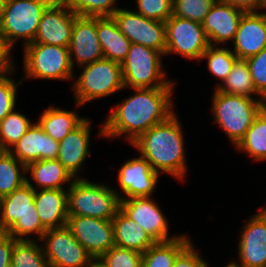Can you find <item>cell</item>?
Returning a JSON list of instances; mask_svg holds the SVG:
<instances>
[{
    "label": "cell",
    "instance_id": "cell-1",
    "mask_svg": "<svg viewBox=\"0 0 266 267\" xmlns=\"http://www.w3.org/2000/svg\"><path fill=\"white\" fill-rule=\"evenodd\" d=\"M118 105H114L106 121L100 127L98 137L118 138L125 135L132 144L154 125L166 121L175 113L172 94L174 88H135Z\"/></svg>",
    "mask_w": 266,
    "mask_h": 267
},
{
    "label": "cell",
    "instance_id": "cell-2",
    "mask_svg": "<svg viewBox=\"0 0 266 267\" xmlns=\"http://www.w3.org/2000/svg\"><path fill=\"white\" fill-rule=\"evenodd\" d=\"M179 120L174 113L166 121L151 127L131 145L149 162L154 171L184 181L187 176V159L184 131Z\"/></svg>",
    "mask_w": 266,
    "mask_h": 267
},
{
    "label": "cell",
    "instance_id": "cell-3",
    "mask_svg": "<svg viewBox=\"0 0 266 267\" xmlns=\"http://www.w3.org/2000/svg\"><path fill=\"white\" fill-rule=\"evenodd\" d=\"M34 196L35 190L25 183L0 199V232L17 241H40L46 229L39 220Z\"/></svg>",
    "mask_w": 266,
    "mask_h": 267
},
{
    "label": "cell",
    "instance_id": "cell-4",
    "mask_svg": "<svg viewBox=\"0 0 266 267\" xmlns=\"http://www.w3.org/2000/svg\"><path fill=\"white\" fill-rule=\"evenodd\" d=\"M264 107V99L222 93L215 89L211 111L214 123L223 130L235 148Z\"/></svg>",
    "mask_w": 266,
    "mask_h": 267
},
{
    "label": "cell",
    "instance_id": "cell-5",
    "mask_svg": "<svg viewBox=\"0 0 266 267\" xmlns=\"http://www.w3.org/2000/svg\"><path fill=\"white\" fill-rule=\"evenodd\" d=\"M68 215L112 220L120 210L116 189L85 178L75 179L67 189Z\"/></svg>",
    "mask_w": 266,
    "mask_h": 267
},
{
    "label": "cell",
    "instance_id": "cell-6",
    "mask_svg": "<svg viewBox=\"0 0 266 267\" xmlns=\"http://www.w3.org/2000/svg\"><path fill=\"white\" fill-rule=\"evenodd\" d=\"M164 55L141 44L131 43L121 63L124 89L174 88L175 81L168 79L162 67Z\"/></svg>",
    "mask_w": 266,
    "mask_h": 267
},
{
    "label": "cell",
    "instance_id": "cell-7",
    "mask_svg": "<svg viewBox=\"0 0 266 267\" xmlns=\"http://www.w3.org/2000/svg\"><path fill=\"white\" fill-rule=\"evenodd\" d=\"M72 90L76 107L124 89L121 64L106 58L82 66Z\"/></svg>",
    "mask_w": 266,
    "mask_h": 267
},
{
    "label": "cell",
    "instance_id": "cell-8",
    "mask_svg": "<svg viewBox=\"0 0 266 267\" xmlns=\"http://www.w3.org/2000/svg\"><path fill=\"white\" fill-rule=\"evenodd\" d=\"M53 1L6 0L0 18V35L12 49L21 38L23 46L34 41L42 15Z\"/></svg>",
    "mask_w": 266,
    "mask_h": 267
},
{
    "label": "cell",
    "instance_id": "cell-9",
    "mask_svg": "<svg viewBox=\"0 0 266 267\" xmlns=\"http://www.w3.org/2000/svg\"><path fill=\"white\" fill-rule=\"evenodd\" d=\"M24 77L45 80H73L68 47L44 43H29L23 46Z\"/></svg>",
    "mask_w": 266,
    "mask_h": 267
},
{
    "label": "cell",
    "instance_id": "cell-10",
    "mask_svg": "<svg viewBox=\"0 0 266 267\" xmlns=\"http://www.w3.org/2000/svg\"><path fill=\"white\" fill-rule=\"evenodd\" d=\"M165 56L172 53L200 61L210 46L202 23L172 15L166 22Z\"/></svg>",
    "mask_w": 266,
    "mask_h": 267
},
{
    "label": "cell",
    "instance_id": "cell-11",
    "mask_svg": "<svg viewBox=\"0 0 266 267\" xmlns=\"http://www.w3.org/2000/svg\"><path fill=\"white\" fill-rule=\"evenodd\" d=\"M40 241L50 267H86L92 258L67 226L47 229Z\"/></svg>",
    "mask_w": 266,
    "mask_h": 267
},
{
    "label": "cell",
    "instance_id": "cell-12",
    "mask_svg": "<svg viewBox=\"0 0 266 267\" xmlns=\"http://www.w3.org/2000/svg\"><path fill=\"white\" fill-rule=\"evenodd\" d=\"M120 31L132 42L161 52L166 51V24L148 19L135 10L120 8L113 14Z\"/></svg>",
    "mask_w": 266,
    "mask_h": 267
},
{
    "label": "cell",
    "instance_id": "cell-13",
    "mask_svg": "<svg viewBox=\"0 0 266 267\" xmlns=\"http://www.w3.org/2000/svg\"><path fill=\"white\" fill-rule=\"evenodd\" d=\"M249 218L239 237V261H230L227 267L266 266V207H261Z\"/></svg>",
    "mask_w": 266,
    "mask_h": 267
},
{
    "label": "cell",
    "instance_id": "cell-14",
    "mask_svg": "<svg viewBox=\"0 0 266 267\" xmlns=\"http://www.w3.org/2000/svg\"><path fill=\"white\" fill-rule=\"evenodd\" d=\"M66 226L92 258L101 257L115 245L111 220L68 215Z\"/></svg>",
    "mask_w": 266,
    "mask_h": 267
},
{
    "label": "cell",
    "instance_id": "cell-15",
    "mask_svg": "<svg viewBox=\"0 0 266 267\" xmlns=\"http://www.w3.org/2000/svg\"><path fill=\"white\" fill-rule=\"evenodd\" d=\"M152 196L132 197L120 200V210L137 222L155 242L172 241L181 235L169 236L167 217Z\"/></svg>",
    "mask_w": 266,
    "mask_h": 267
},
{
    "label": "cell",
    "instance_id": "cell-16",
    "mask_svg": "<svg viewBox=\"0 0 266 267\" xmlns=\"http://www.w3.org/2000/svg\"><path fill=\"white\" fill-rule=\"evenodd\" d=\"M77 16L63 0H54L44 11L31 43L68 47Z\"/></svg>",
    "mask_w": 266,
    "mask_h": 267
},
{
    "label": "cell",
    "instance_id": "cell-17",
    "mask_svg": "<svg viewBox=\"0 0 266 267\" xmlns=\"http://www.w3.org/2000/svg\"><path fill=\"white\" fill-rule=\"evenodd\" d=\"M159 175L141 155L126 161L118 174L120 200L153 195Z\"/></svg>",
    "mask_w": 266,
    "mask_h": 267
},
{
    "label": "cell",
    "instance_id": "cell-18",
    "mask_svg": "<svg viewBox=\"0 0 266 267\" xmlns=\"http://www.w3.org/2000/svg\"><path fill=\"white\" fill-rule=\"evenodd\" d=\"M68 50L74 69L75 61L80 68L104 58L97 36V17L75 18Z\"/></svg>",
    "mask_w": 266,
    "mask_h": 267
},
{
    "label": "cell",
    "instance_id": "cell-19",
    "mask_svg": "<svg viewBox=\"0 0 266 267\" xmlns=\"http://www.w3.org/2000/svg\"><path fill=\"white\" fill-rule=\"evenodd\" d=\"M245 11L224 0H217L202 22L210 45H222L234 39Z\"/></svg>",
    "mask_w": 266,
    "mask_h": 267
},
{
    "label": "cell",
    "instance_id": "cell-20",
    "mask_svg": "<svg viewBox=\"0 0 266 267\" xmlns=\"http://www.w3.org/2000/svg\"><path fill=\"white\" fill-rule=\"evenodd\" d=\"M232 42L238 59L260 53L266 47V12H245Z\"/></svg>",
    "mask_w": 266,
    "mask_h": 267
},
{
    "label": "cell",
    "instance_id": "cell-21",
    "mask_svg": "<svg viewBox=\"0 0 266 267\" xmlns=\"http://www.w3.org/2000/svg\"><path fill=\"white\" fill-rule=\"evenodd\" d=\"M88 118H85L76 128L59 141L57 160L77 178L81 168L90 155L91 125ZM78 175V176H77Z\"/></svg>",
    "mask_w": 266,
    "mask_h": 267
},
{
    "label": "cell",
    "instance_id": "cell-22",
    "mask_svg": "<svg viewBox=\"0 0 266 267\" xmlns=\"http://www.w3.org/2000/svg\"><path fill=\"white\" fill-rule=\"evenodd\" d=\"M59 141L44 132L38 122H33L9 152L26 166L38 160L57 159Z\"/></svg>",
    "mask_w": 266,
    "mask_h": 267
},
{
    "label": "cell",
    "instance_id": "cell-23",
    "mask_svg": "<svg viewBox=\"0 0 266 267\" xmlns=\"http://www.w3.org/2000/svg\"><path fill=\"white\" fill-rule=\"evenodd\" d=\"M67 189H40L34 202L42 226L54 229L66 226L68 219Z\"/></svg>",
    "mask_w": 266,
    "mask_h": 267
},
{
    "label": "cell",
    "instance_id": "cell-24",
    "mask_svg": "<svg viewBox=\"0 0 266 267\" xmlns=\"http://www.w3.org/2000/svg\"><path fill=\"white\" fill-rule=\"evenodd\" d=\"M26 172L30 173V180L27 177V183L36 191L37 189H65V184L70 186L75 178L72 174L57 160H38L29 163L26 166ZM31 180L35 182L33 186Z\"/></svg>",
    "mask_w": 266,
    "mask_h": 267
},
{
    "label": "cell",
    "instance_id": "cell-25",
    "mask_svg": "<svg viewBox=\"0 0 266 267\" xmlns=\"http://www.w3.org/2000/svg\"><path fill=\"white\" fill-rule=\"evenodd\" d=\"M97 36L104 58L121 64L132 42L120 31L113 17H97Z\"/></svg>",
    "mask_w": 266,
    "mask_h": 267
},
{
    "label": "cell",
    "instance_id": "cell-26",
    "mask_svg": "<svg viewBox=\"0 0 266 267\" xmlns=\"http://www.w3.org/2000/svg\"><path fill=\"white\" fill-rule=\"evenodd\" d=\"M111 222L116 246L143 254L150 246L156 243L137 222L131 220L121 210L117 212Z\"/></svg>",
    "mask_w": 266,
    "mask_h": 267
},
{
    "label": "cell",
    "instance_id": "cell-27",
    "mask_svg": "<svg viewBox=\"0 0 266 267\" xmlns=\"http://www.w3.org/2000/svg\"><path fill=\"white\" fill-rule=\"evenodd\" d=\"M86 117L79 113L61 109L59 106H49L37 120L44 132L56 141H61L76 128Z\"/></svg>",
    "mask_w": 266,
    "mask_h": 267
},
{
    "label": "cell",
    "instance_id": "cell-28",
    "mask_svg": "<svg viewBox=\"0 0 266 267\" xmlns=\"http://www.w3.org/2000/svg\"><path fill=\"white\" fill-rule=\"evenodd\" d=\"M187 234L165 242H156L142 254V267H173L177 256L192 242Z\"/></svg>",
    "mask_w": 266,
    "mask_h": 267
},
{
    "label": "cell",
    "instance_id": "cell-29",
    "mask_svg": "<svg viewBox=\"0 0 266 267\" xmlns=\"http://www.w3.org/2000/svg\"><path fill=\"white\" fill-rule=\"evenodd\" d=\"M255 161H266V108L264 107L255 118L243 139L235 147Z\"/></svg>",
    "mask_w": 266,
    "mask_h": 267
},
{
    "label": "cell",
    "instance_id": "cell-30",
    "mask_svg": "<svg viewBox=\"0 0 266 267\" xmlns=\"http://www.w3.org/2000/svg\"><path fill=\"white\" fill-rule=\"evenodd\" d=\"M215 89L222 93L235 94L251 98L257 95V98L263 99L254 88L249 67L244 59H237L235 61L229 75L222 84H216Z\"/></svg>",
    "mask_w": 266,
    "mask_h": 267
},
{
    "label": "cell",
    "instance_id": "cell-31",
    "mask_svg": "<svg viewBox=\"0 0 266 267\" xmlns=\"http://www.w3.org/2000/svg\"><path fill=\"white\" fill-rule=\"evenodd\" d=\"M26 165L9 151H0V199L27 183Z\"/></svg>",
    "mask_w": 266,
    "mask_h": 267
},
{
    "label": "cell",
    "instance_id": "cell-32",
    "mask_svg": "<svg viewBox=\"0 0 266 267\" xmlns=\"http://www.w3.org/2000/svg\"><path fill=\"white\" fill-rule=\"evenodd\" d=\"M33 124L14 109L0 121V151H9Z\"/></svg>",
    "mask_w": 266,
    "mask_h": 267
},
{
    "label": "cell",
    "instance_id": "cell-33",
    "mask_svg": "<svg viewBox=\"0 0 266 267\" xmlns=\"http://www.w3.org/2000/svg\"><path fill=\"white\" fill-rule=\"evenodd\" d=\"M10 267H50L42 246L36 241H16Z\"/></svg>",
    "mask_w": 266,
    "mask_h": 267
},
{
    "label": "cell",
    "instance_id": "cell-34",
    "mask_svg": "<svg viewBox=\"0 0 266 267\" xmlns=\"http://www.w3.org/2000/svg\"><path fill=\"white\" fill-rule=\"evenodd\" d=\"M224 47V45L220 47L219 45H210L201 57V61L202 59H207L209 73L221 80L220 83L218 82L219 85L222 84L229 75L233 64L238 59L229 47Z\"/></svg>",
    "mask_w": 266,
    "mask_h": 267
},
{
    "label": "cell",
    "instance_id": "cell-35",
    "mask_svg": "<svg viewBox=\"0 0 266 267\" xmlns=\"http://www.w3.org/2000/svg\"><path fill=\"white\" fill-rule=\"evenodd\" d=\"M68 8L78 16L112 17L120 8L116 0H63Z\"/></svg>",
    "mask_w": 266,
    "mask_h": 267
},
{
    "label": "cell",
    "instance_id": "cell-36",
    "mask_svg": "<svg viewBox=\"0 0 266 267\" xmlns=\"http://www.w3.org/2000/svg\"><path fill=\"white\" fill-rule=\"evenodd\" d=\"M217 0H173V15L202 23Z\"/></svg>",
    "mask_w": 266,
    "mask_h": 267
},
{
    "label": "cell",
    "instance_id": "cell-37",
    "mask_svg": "<svg viewBox=\"0 0 266 267\" xmlns=\"http://www.w3.org/2000/svg\"><path fill=\"white\" fill-rule=\"evenodd\" d=\"M136 12L142 16L166 22L173 15V0H135Z\"/></svg>",
    "mask_w": 266,
    "mask_h": 267
},
{
    "label": "cell",
    "instance_id": "cell-38",
    "mask_svg": "<svg viewBox=\"0 0 266 267\" xmlns=\"http://www.w3.org/2000/svg\"><path fill=\"white\" fill-rule=\"evenodd\" d=\"M108 267H142V254L114 245L101 256Z\"/></svg>",
    "mask_w": 266,
    "mask_h": 267
},
{
    "label": "cell",
    "instance_id": "cell-39",
    "mask_svg": "<svg viewBox=\"0 0 266 267\" xmlns=\"http://www.w3.org/2000/svg\"><path fill=\"white\" fill-rule=\"evenodd\" d=\"M12 73L0 76V121H2L16 107L17 89L23 82L10 78Z\"/></svg>",
    "mask_w": 266,
    "mask_h": 267
},
{
    "label": "cell",
    "instance_id": "cell-40",
    "mask_svg": "<svg viewBox=\"0 0 266 267\" xmlns=\"http://www.w3.org/2000/svg\"><path fill=\"white\" fill-rule=\"evenodd\" d=\"M256 92L266 100V47L257 55L245 59Z\"/></svg>",
    "mask_w": 266,
    "mask_h": 267
},
{
    "label": "cell",
    "instance_id": "cell-41",
    "mask_svg": "<svg viewBox=\"0 0 266 267\" xmlns=\"http://www.w3.org/2000/svg\"><path fill=\"white\" fill-rule=\"evenodd\" d=\"M191 242L175 259L173 267H210Z\"/></svg>",
    "mask_w": 266,
    "mask_h": 267
},
{
    "label": "cell",
    "instance_id": "cell-42",
    "mask_svg": "<svg viewBox=\"0 0 266 267\" xmlns=\"http://www.w3.org/2000/svg\"><path fill=\"white\" fill-rule=\"evenodd\" d=\"M13 49L6 43L5 39L0 35V76L13 73L16 70L11 58V51Z\"/></svg>",
    "mask_w": 266,
    "mask_h": 267
},
{
    "label": "cell",
    "instance_id": "cell-43",
    "mask_svg": "<svg viewBox=\"0 0 266 267\" xmlns=\"http://www.w3.org/2000/svg\"><path fill=\"white\" fill-rule=\"evenodd\" d=\"M15 240L7 232H0V267H10Z\"/></svg>",
    "mask_w": 266,
    "mask_h": 267
},
{
    "label": "cell",
    "instance_id": "cell-44",
    "mask_svg": "<svg viewBox=\"0 0 266 267\" xmlns=\"http://www.w3.org/2000/svg\"><path fill=\"white\" fill-rule=\"evenodd\" d=\"M245 12H259L266 9V0H224Z\"/></svg>",
    "mask_w": 266,
    "mask_h": 267
},
{
    "label": "cell",
    "instance_id": "cell-45",
    "mask_svg": "<svg viewBox=\"0 0 266 267\" xmlns=\"http://www.w3.org/2000/svg\"><path fill=\"white\" fill-rule=\"evenodd\" d=\"M86 267H108L101 257L91 258Z\"/></svg>",
    "mask_w": 266,
    "mask_h": 267
},
{
    "label": "cell",
    "instance_id": "cell-46",
    "mask_svg": "<svg viewBox=\"0 0 266 267\" xmlns=\"http://www.w3.org/2000/svg\"><path fill=\"white\" fill-rule=\"evenodd\" d=\"M6 0H0V18L2 16Z\"/></svg>",
    "mask_w": 266,
    "mask_h": 267
}]
</instances>
